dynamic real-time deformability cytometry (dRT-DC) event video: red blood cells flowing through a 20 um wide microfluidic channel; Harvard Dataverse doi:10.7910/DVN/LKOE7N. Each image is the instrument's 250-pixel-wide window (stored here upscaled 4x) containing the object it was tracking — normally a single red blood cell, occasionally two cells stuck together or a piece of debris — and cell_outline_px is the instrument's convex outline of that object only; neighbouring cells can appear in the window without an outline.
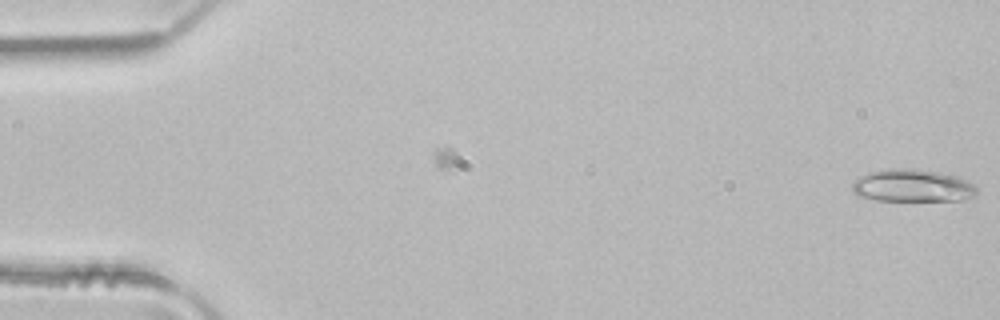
{"species": "common noctule bat (a hibernating species)", "species_latin": "Nyctalus noctula", "temperature_condition": "room temperature", "stored_images_in_passage": 6, "camera_frame_rate_fps": 3000, "um_per_image_px": 0.085, "animal": {"sex": "male", "body_mass_g": 21.5, "forearm_length_mm": 52.0}, "frame": {"image": 1, "passage_image": 1, "time_ms": 0.0, "image_size_px": [1000, 320], "cell_outline_px": [[976, 192], [972, 196], [960, 200], [876, 200], [860, 196], [852, 192], [852, 184], [860, 176], [868, 172], [892, 168], [904, 168], [940, 172], [956, 176], [968, 180], [976, 188]], "centroid_in_image_um": [77.53, 15.77], "position_along_channel_um": 7.5, "area_um2": 23.35}}